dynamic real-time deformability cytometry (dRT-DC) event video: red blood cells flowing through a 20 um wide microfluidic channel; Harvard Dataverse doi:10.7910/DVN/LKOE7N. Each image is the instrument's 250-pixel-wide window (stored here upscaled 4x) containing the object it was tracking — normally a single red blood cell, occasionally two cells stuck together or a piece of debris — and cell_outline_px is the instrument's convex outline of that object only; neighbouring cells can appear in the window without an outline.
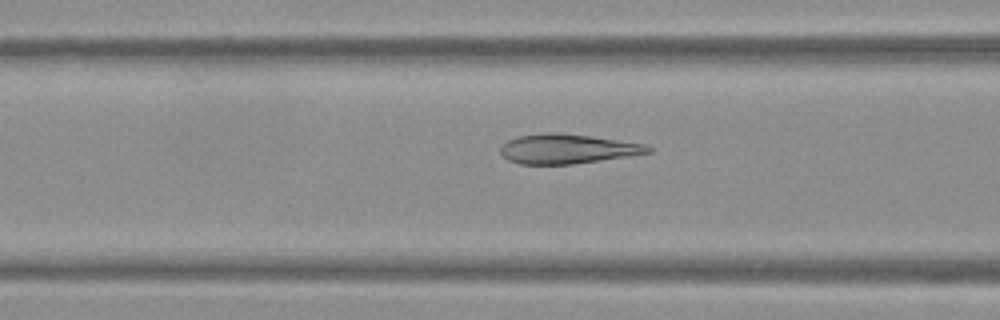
{"species": "Egyptian fruit bat (a non-hibernating species)", "species_latin": "Rousettus aegyptiacus", "temperature_condition": "warm", "stored_images_in_passage": 53, "camera_frame_rate_fps": 3000, "um_per_image_px": 0.085, "frame": {"image": 1, "passage_image": 21, "time_ms": 6.667, "image_size_px": [1000, 320], "cell_outline_px": [[652, 152], [632, 156], [572, 164], [520, 164], [508, 160], [500, 152], [500, 148], [508, 140], [520, 136], [548, 132], [552, 132], [588, 136], [644, 144], [652, 148]], "centroid_in_image_um": [48.23, 12.67], "position_along_channel_um": 118.4, "area_um2": 25.14}}
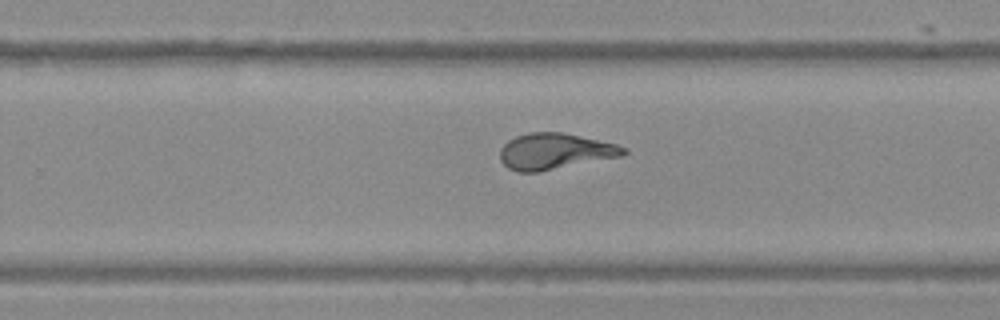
{"frame": {"image": 2, "passage_image": 34, "time_ms": 11.0, "image_size_px": [1000, 320], "cell_outline_px": [[628, 152], [620, 156], [536, 172], [516, 172], [508, 168], [500, 160], [500, 148], [508, 140], [516, 136], [528, 132], [564, 132], [616, 144], [628, 148]], "centroid_in_image_um": [47.13, 12.85], "position_along_channel_um": 282.7, "area_um2": 25.84}}
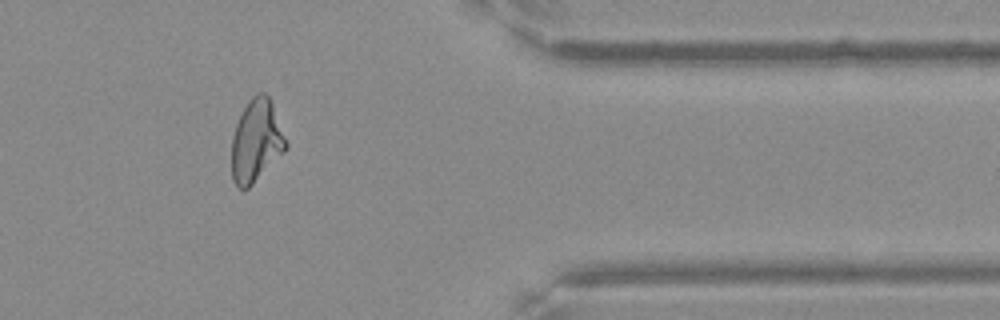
{"frame": {"image": 3, "passage_image": 44, "time_ms": 14.333, "image_size_px": [1000, 320], "cell_outline_px": [[288, 148], [248, 188], [240, 188], [232, 180], [232, 136], [236, 124], [248, 100], [256, 92], [264, 92], [272, 100], [288, 144]], "centroid_in_image_um": [21.8, 11.93], "position_along_channel_um": 389.6, "area_um2": 26.07}, "authors_computed_cell_mechanics": {"area_um2": 26.588, "velocity_mm_per_s": 3.7886, "shape_relaxation_time_tau1_ms": 7.7034, "shape_relaxation_time_tau2_ms": 0.9336, "deformation_change_tau1": 0.2553, "deformation_change_tau2": 0.0517}}